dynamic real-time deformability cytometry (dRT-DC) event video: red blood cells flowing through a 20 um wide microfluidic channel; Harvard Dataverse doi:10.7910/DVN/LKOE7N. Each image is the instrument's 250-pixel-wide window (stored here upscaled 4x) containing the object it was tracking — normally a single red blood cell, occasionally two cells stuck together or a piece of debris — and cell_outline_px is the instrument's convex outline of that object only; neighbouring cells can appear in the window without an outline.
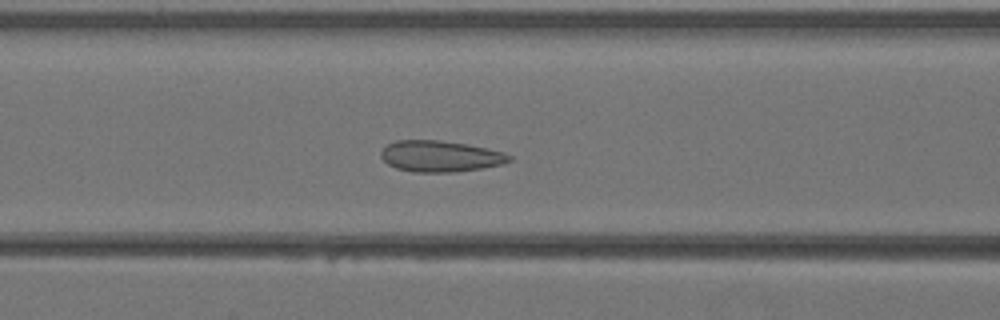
{"species": "Egyptian fruit bat (a non-hibernating species)", "species_latin": "Rousettus aegyptiacus", "temperature_condition": "warm", "stored_images_in_passage": 35, "camera_frame_rate_fps": 3000, "um_per_image_px": 0.085, "animal": {"sex": "female"}, "frame": {"image": 1, "passage_image": 11, "time_ms": 3.333, "image_size_px": [1000, 320], "cell_outline_px": [[512, 160], [504, 164], [480, 168], [452, 172], [412, 172], [396, 168], [388, 164], [380, 156], [380, 152], [388, 144], [396, 140], [440, 140], [468, 144], [488, 148], [504, 152], [512, 156]], "centroid_in_image_um": [37.44, 13.27], "position_along_channel_um": 129.2, "area_um2": 23.41}}
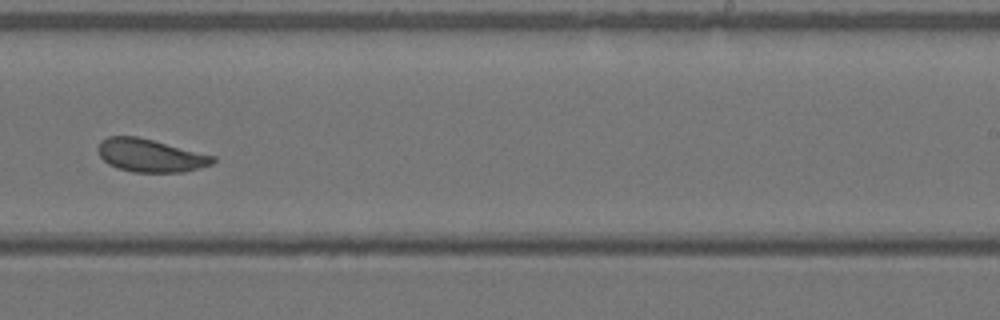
{"frame": {"image": 2, "passage_image": 20, "time_ms": 6.333, "image_size_px": [1000, 320], "cell_outline_px": [[216, 160], [212, 164], [200, 168], [184, 172], [132, 172], [108, 164], [100, 156], [96, 148], [100, 140], [108, 136], [136, 136], [216, 156]], "centroid_in_image_um": [12.77, 13.21], "position_along_channel_um": 276.2, "area_um2": 22.08}}
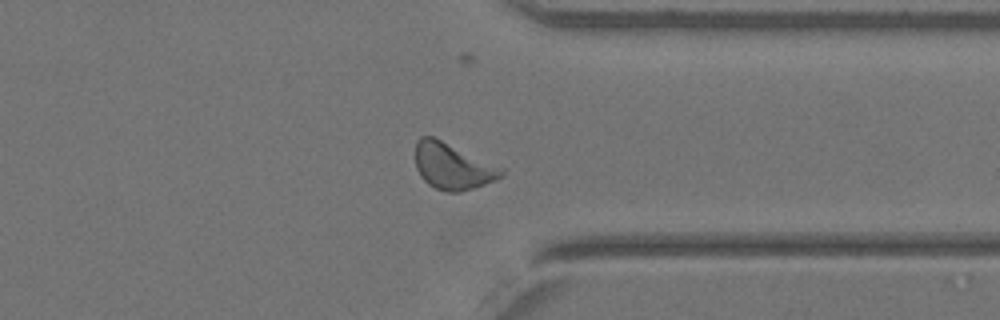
{"frame": {"image": 3, "passage_image": 26, "time_ms": 8.333, "image_size_px": [1000, 320], "cell_outline_px": [[504, 176], [496, 180], [460, 192], [448, 192], [436, 188], [428, 184], [420, 176], [416, 168], [416, 140], [420, 136], [432, 136], [504, 168]], "centroid_in_image_um": [38.47, 14.13], "position_along_channel_um": 372.9, "area_um2": 23.06}}